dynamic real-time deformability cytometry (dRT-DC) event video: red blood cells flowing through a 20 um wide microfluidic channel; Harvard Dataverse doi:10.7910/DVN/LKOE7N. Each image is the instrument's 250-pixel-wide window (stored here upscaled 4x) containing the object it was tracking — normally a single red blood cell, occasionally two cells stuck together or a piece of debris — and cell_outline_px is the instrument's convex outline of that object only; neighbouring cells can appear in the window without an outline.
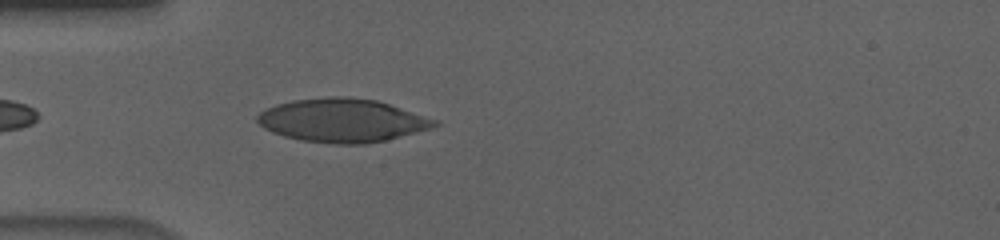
{"species": "human", "species_latin": "Homo sapiens", "temperature_condition": "cold", "stored_images_in_passage": 42, "camera_frame_rate_fps": 3000, "um_per_image_px": 0.085, "donor": {"sex": "male"}, "frame": {"image": 1, "passage_image": 3, "time_ms": 0.667, "image_size_px": [1000, 240], "cell_outline_px": [[440, 124], [432, 128], [384, 140], [364, 144], [336, 144], [300, 140], [284, 136], [272, 132], [264, 128], [256, 120], [256, 116], [260, 112], [276, 104], [292, 100], [328, 96], [348, 96], [376, 100], [440, 120]], "centroid_in_image_um": [29.09, 10.22], "position_along_channel_um": 55.9, "area_um2": 44.97}}
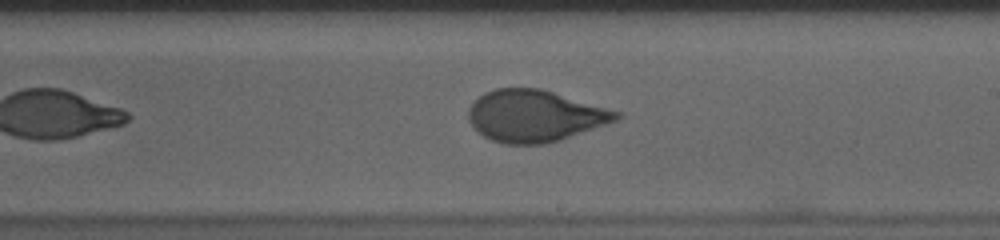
{"frame": {"image": 2, "passage_image": 19, "time_ms": 6.0, "image_size_px": [1000, 240], "cell_outline_px": [[624, 116], [616, 120], [560, 140], [544, 144], [504, 144], [492, 140], [484, 136], [468, 120], [468, 108], [484, 92], [496, 88], [540, 88], [620, 112]], "centroid_in_image_um": [45.44, 9.85], "position_along_channel_um": 243.6, "area_um2": 44.1}}
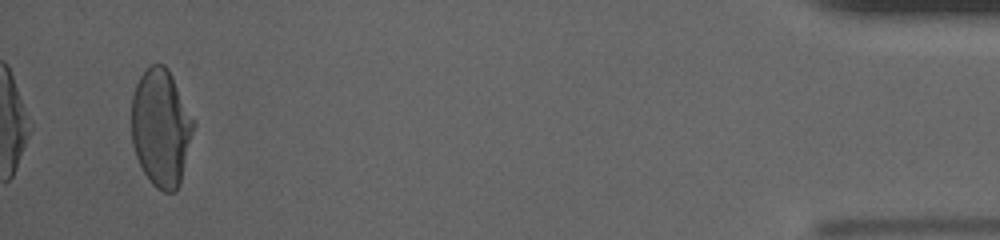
{"frame": {"image": 3, "passage_image": 40, "time_ms": 13.0, "image_size_px": [1000, 240], "cell_outline_px": [[196, 124], [180, 184], [176, 192], [164, 192], [156, 188], [152, 184], [144, 172], [136, 156], [132, 144], [132, 96], [136, 84], [140, 76], [152, 64], [164, 64], [168, 68], [196, 120]], "centroid_in_image_um": [13.72, 10.86], "position_along_channel_um": 421.5, "area_um2": 42.89}, "authors_computed_cell_mechanics": {"area_um2": 44.3326, "velocity_mm_per_s": 3.6506, "shape_relaxation_time_tau1_ms": 5.266, "shape_relaxation_time_tau2_ms": null, "deformation_change_tau1": 0.1865, "deformation_change_tau2": null}}